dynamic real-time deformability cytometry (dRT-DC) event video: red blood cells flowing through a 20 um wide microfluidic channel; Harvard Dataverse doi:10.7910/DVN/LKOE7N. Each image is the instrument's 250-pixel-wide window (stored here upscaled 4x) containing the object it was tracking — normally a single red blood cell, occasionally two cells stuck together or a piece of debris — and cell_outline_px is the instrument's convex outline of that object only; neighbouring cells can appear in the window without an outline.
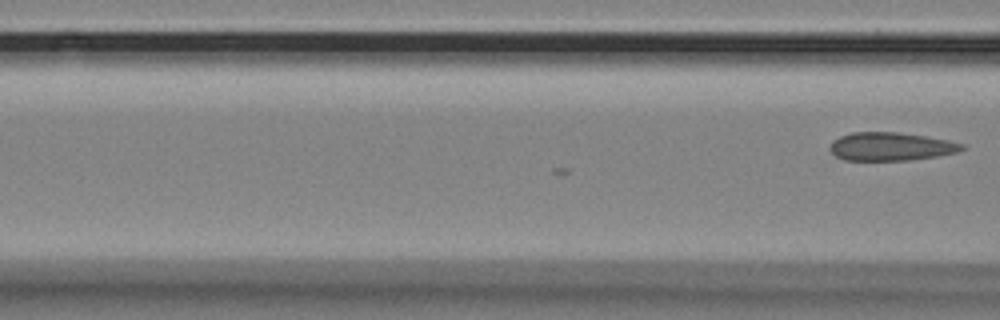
{"species": "Egyptian fruit bat (a non-hibernating species)", "species_latin": "Rousettus aegyptiacus", "temperature_condition": "room temperature", "stored_images_in_passage": 4, "camera_frame_rate_fps": 3000, "um_per_image_px": 0.085, "animal": {"sex": "female"}, "frame": {"image": 1, "passage_image": 4, "time_ms": 1.0, "image_size_px": [1000, 320], "cell_outline_px": [[964, 148], [956, 152], [936, 156], [908, 160], [844, 160], [836, 156], [828, 148], [832, 140], [840, 136], [852, 132], [900, 132], [928, 136], [948, 140], [964, 144]], "centroid_in_image_um": [75.69, 12.44], "position_along_channel_um": 90.9, "area_um2": 21.79}}